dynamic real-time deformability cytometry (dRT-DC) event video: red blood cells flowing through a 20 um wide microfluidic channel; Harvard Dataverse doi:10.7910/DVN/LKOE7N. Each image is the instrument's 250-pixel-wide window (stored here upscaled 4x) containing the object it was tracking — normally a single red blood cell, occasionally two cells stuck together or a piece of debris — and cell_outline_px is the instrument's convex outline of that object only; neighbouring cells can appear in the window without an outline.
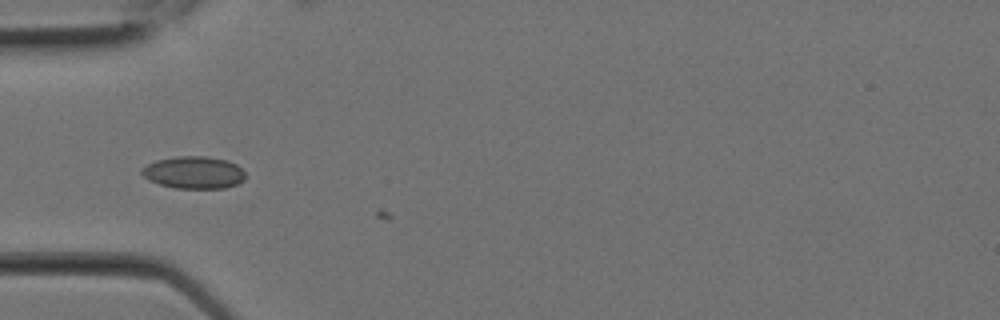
{"species": "Egyptian fruit bat (a non-hibernating species)", "species_latin": "Rousettus aegyptiacus", "temperature_condition": "room temperature", "stored_images_in_passage": 8, "camera_frame_rate_fps": 3000, "um_per_image_px": 0.085, "animal": {"sex": "female"}, "frame": {"image": 1, "passage_image": 7, "time_ms": 2.0, "image_size_px": [1000, 320], "cell_outline_px": [[244, 180], [236, 184], [224, 188], [176, 188], [160, 184], [148, 180], [140, 172], [140, 168], [156, 160], [176, 156], [204, 156], [228, 160], [236, 164], [244, 172]], "centroid_in_image_um": [16.45, 14.65], "position_along_channel_um": 68.6, "area_um2": 19.48}}